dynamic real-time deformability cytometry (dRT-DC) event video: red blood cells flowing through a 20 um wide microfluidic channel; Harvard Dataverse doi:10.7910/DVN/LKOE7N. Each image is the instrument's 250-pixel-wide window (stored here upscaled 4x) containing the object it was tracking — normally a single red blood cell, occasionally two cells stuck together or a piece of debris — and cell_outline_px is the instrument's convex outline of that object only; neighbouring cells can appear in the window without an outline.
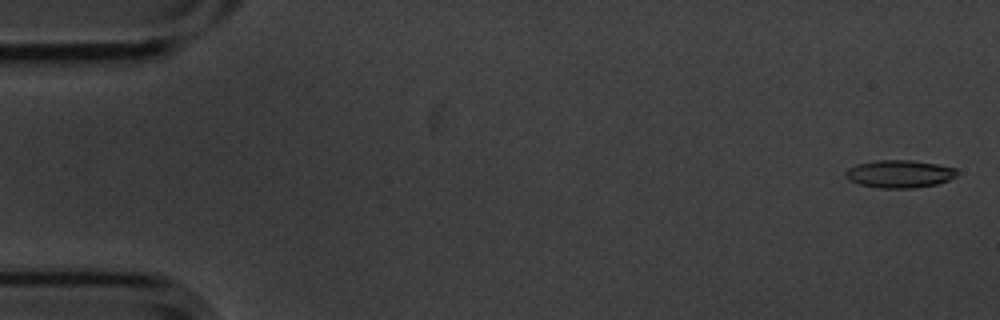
{"species": "common noctule bat (a hibernating species)", "species_latin": "Nyctalus noctula", "temperature_condition": "cold", "stored_images_in_passage": 11, "camera_frame_rate_fps": 3000, "um_per_image_px": 0.085, "animal": {"sex": "male", "body_mass_g": 20.1, "forearm_length_mm": 53.5}, "frame": {"image": 1, "passage_image": 1, "time_ms": 0.0, "image_size_px": [1000, 320], "cell_outline_px": [[956, 176], [948, 180], [936, 184], [916, 188], [880, 188], [860, 184], [844, 176], [844, 172], [848, 168], [856, 164], [880, 160], [908, 160], [936, 164], [956, 168]], "centroid_in_image_um": [76.44, 14.78], "position_along_channel_um": 8.6, "area_um2": 17.8}}
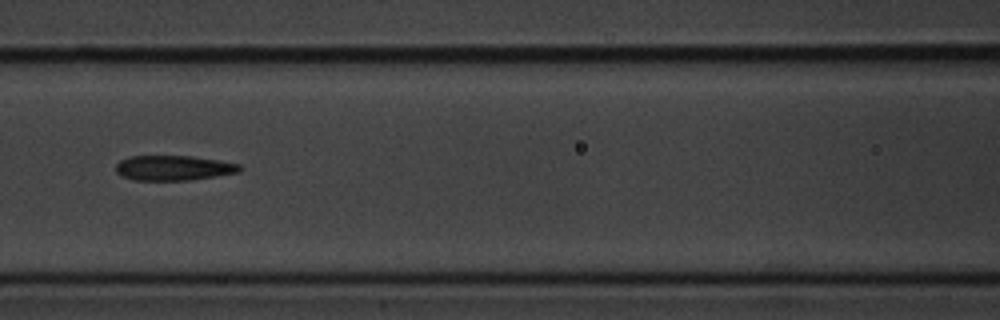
{"frame": {"image": 2, "passage_image": 7, "time_ms": 2.0, "image_size_px": [1000, 320], "cell_outline_px": [[244, 168], [240, 172], [216, 176], [188, 180], [136, 180], [120, 176], [116, 172], [116, 164], [120, 160], [132, 156], [192, 156], [240, 164]], "centroid_in_image_um": [14.76, 14.27], "position_along_channel_um": 151.8, "area_um2": 18.03}}
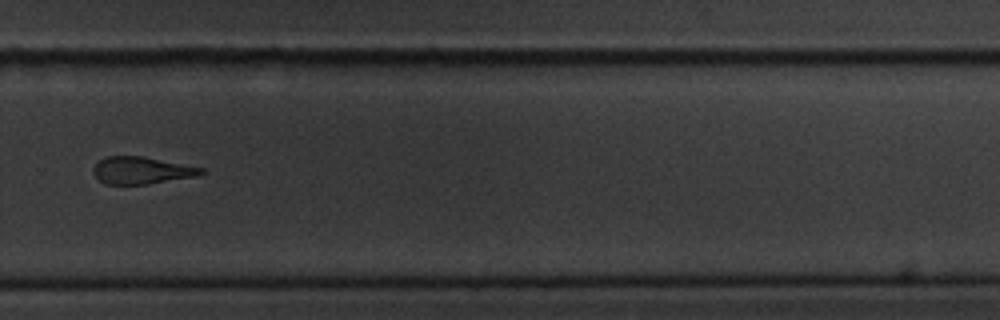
{"frame": {"image": 3, "passage_image": 11, "time_ms": 3.333, "image_size_px": [1000, 320], "cell_outline_px": [[204, 172], [196, 176], [148, 184], [104, 184], [92, 172], [92, 168], [100, 160], [108, 156], [140, 156], [204, 168]], "centroid_in_image_um": [12.0, 14.49], "position_along_channel_um": 317.8, "area_um2": 16.82}}